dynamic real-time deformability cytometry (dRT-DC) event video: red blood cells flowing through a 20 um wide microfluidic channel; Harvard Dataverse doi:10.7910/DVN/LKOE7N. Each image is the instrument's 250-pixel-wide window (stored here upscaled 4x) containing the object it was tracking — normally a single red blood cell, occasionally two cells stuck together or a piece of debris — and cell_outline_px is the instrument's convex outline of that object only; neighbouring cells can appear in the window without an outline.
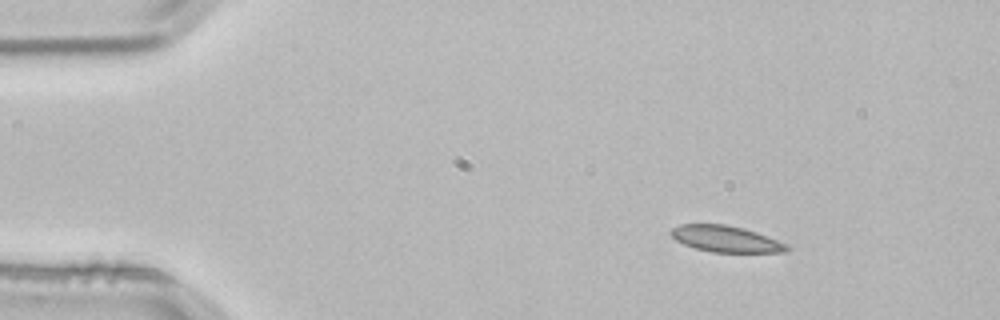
{"species": "common noctule bat (a hibernating species)", "species_latin": "Nyctalus noctula", "temperature_condition": "room temperature", "stored_images_in_passage": 3, "camera_frame_rate_fps": 3000, "um_per_image_px": 0.085, "animal": {"sex": "male", "body_mass_g": 21.5, "forearm_length_mm": 52.0}, "frame": {"image": 1, "passage_image": 1, "time_ms": 0.0, "image_size_px": [1000, 320], "cell_outline_px": [[792, 248], [788, 252], [712, 252], [696, 248], [684, 244], [676, 240], [668, 232], [672, 228], [680, 224], [728, 224], [744, 228], [756, 232], [788, 244]], "centroid_in_image_um": [61.72, 20.3], "position_along_channel_um": 23.3, "area_um2": 17.86}}
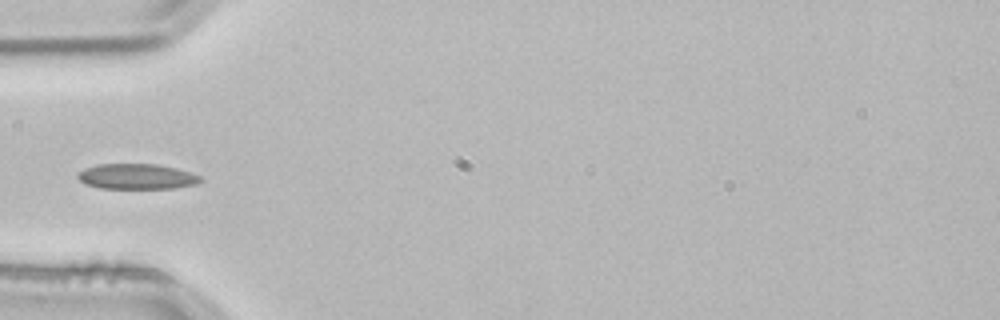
{"frame": {"image": 2, "passage_image": 3, "time_ms": 0.667, "image_size_px": [1000, 320], "cell_outline_px": [[204, 180], [196, 184], [176, 188], [100, 188], [84, 184], [76, 176], [84, 168], [96, 164], [156, 164], [176, 168], [200, 176]], "centroid_in_image_um": [11.61, 15.0], "position_along_channel_um": 73.4, "area_um2": 18.15}}